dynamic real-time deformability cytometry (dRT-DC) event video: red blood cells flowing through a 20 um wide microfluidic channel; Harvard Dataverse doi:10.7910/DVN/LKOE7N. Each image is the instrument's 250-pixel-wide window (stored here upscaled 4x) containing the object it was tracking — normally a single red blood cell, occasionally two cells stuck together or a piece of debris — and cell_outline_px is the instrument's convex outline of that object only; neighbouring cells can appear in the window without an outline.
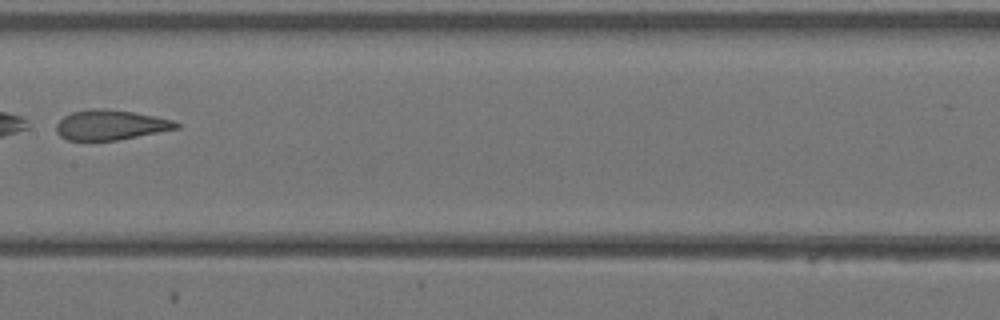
{"species": "Egyptian fruit bat (a non-hibernating species)", "species_latin": "Rousettus aegyptiacus", "temperature_condition": "warm", "stored_images_in_passage": 15, "camera_frame_rate_fps": 3000, "um_per_image_px": 0.085, "animal": {"sex": "female"}, "frame": {"image": 1, "passage_image": 9, "time_ms": 2.667, "image_size_px": [1000, 320], "cell_outline_px": [[180, 128], [116, 140], [68, 140], [60, 136], [56, 132], [56, 124], [64, 116], [72, 112], [92, 108], [104, 108], [132, 112], [172, 120], [180, 124]], "centroid_in_image_um": [9.37, 10.62], "position_along_channel_um": 198.0, "area_um2": 20.75}}
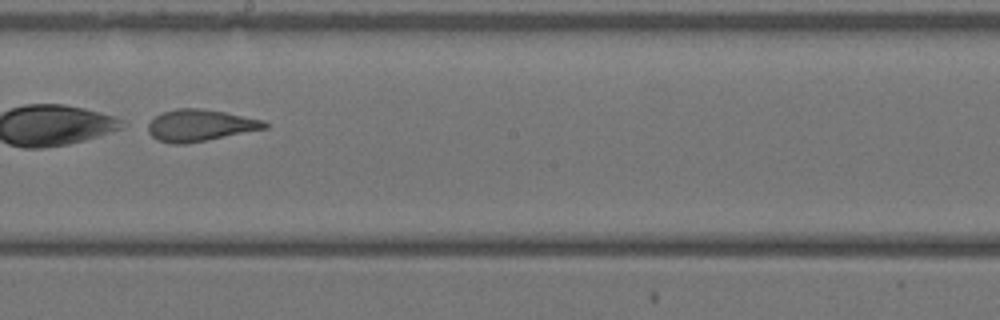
{"frame": {"image": 2, "passage_image": 11, "time_ms": 3.333, "image_size_px": [1000, 320], "cell_outline_px": [[268, 128], [208, 140], [184, 144], [172, 144], [156, 140], [148, 132], [144, 124], [160, 112], [176, 108], [200, 108], [224, 112], [264, 120], [268, 124]], "centroid_in_image_um": [16.93, 10.65], "position_along_channel_um": 231.3, "area_um2": 21.96}}